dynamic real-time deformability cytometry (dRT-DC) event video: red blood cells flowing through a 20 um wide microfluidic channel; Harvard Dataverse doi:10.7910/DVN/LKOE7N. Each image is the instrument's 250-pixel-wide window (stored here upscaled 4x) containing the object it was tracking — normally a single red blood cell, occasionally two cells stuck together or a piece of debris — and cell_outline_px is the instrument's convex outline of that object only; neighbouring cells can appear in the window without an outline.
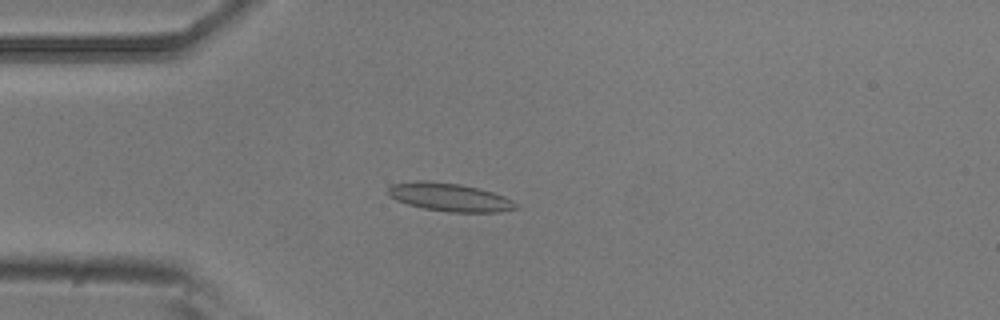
{"species": "common noctule bat (a hibernating species)", "species_latin": "Nyctalus noctula", "temperature_condition": "room temperature", "stored_images_in_passage": 1, "camera_frame_rate_fps": 3000, "um_per_image_px": 0.085, "animal": {"sex": "male", "body_mass_g": 20.5, "forearm_length_mm": 52.5}, "frame": {"image": 1, "passage_image": 1, "time_ms": 0.0, "image_size_px": [1000, 320], "cell_outline_px": [[520, 208], [500, 212], [448, 212], [424, 208], [408, 204], [396, 200], [388, 196], [388, 188], [392, 184], [416, 180], [428, 180], [460, 184], [480, 188], [504, 196], [512, 200]], "centroid_in_image_um": [38.21, 16.75], "position_along_channel_um": 46.8, "area_um2": 21.15}}